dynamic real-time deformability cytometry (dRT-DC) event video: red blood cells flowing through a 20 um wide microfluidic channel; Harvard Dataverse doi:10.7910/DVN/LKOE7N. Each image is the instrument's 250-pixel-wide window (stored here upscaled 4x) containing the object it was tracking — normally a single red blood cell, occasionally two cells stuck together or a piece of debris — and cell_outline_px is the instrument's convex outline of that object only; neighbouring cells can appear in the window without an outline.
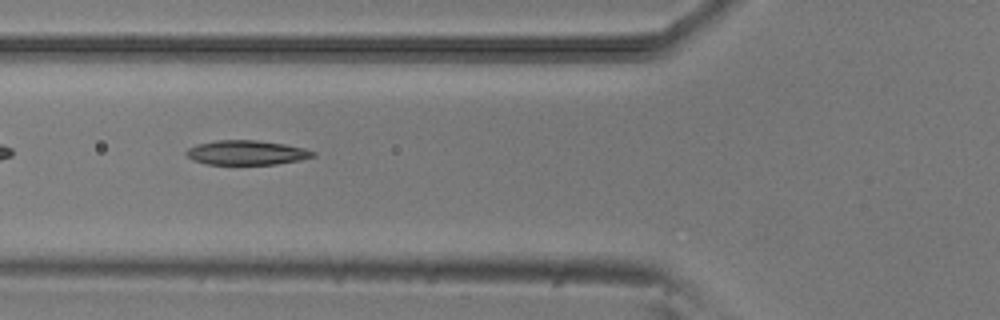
{"species": "common noctule bat (a hibernating species)", "species_latin": "Nyctalus noctula", "temperature_condition": "room temperature", "stored_images_in_passage": 34, "camera_frame_rate_fps": 3000, "um_per_image_px": 0.085, "animal": {"sex": "male", "body_mass_g": 20.5, "forearm_length_mm": 52.5}, "frame": {"image": 1, "passage_image": 4, "time_ms": 1.0, "image_size_px": [1000, 320], "cell_outline_px": [[316, 156], [300, 160], [276, 164], [204, 164], [192, 160], [184, 152], [188, 148], [196, 144], [216, 140], [256, 140], [284, 144], [304, 148], [316, 152]], "centroid_in_image_um": [20.94, 12.97], "position_along_channel_um": 104.9, "area_um2": 18.15}}
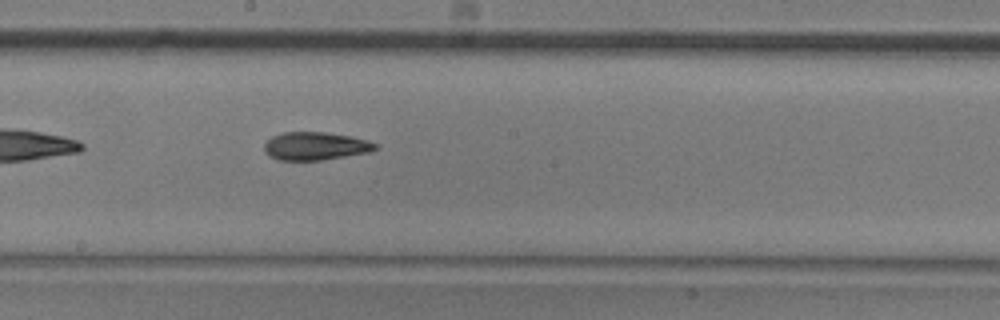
{"frame": {"image": 2, "passage_image": 13, "time_ms": 4.0, "image_size_px": [1000, 320], "cell_outline_px": [[376, 148], [368, 152], [320, 160], [276, 160], [268, 156], [264, 152], [264, 144], [272, 136], [284, 132], [324, 132], [352, 136], [368, 140], [376, 144]], "centroid_in_image_um": [26.75, 12.41], "position_along_channel_um": 221.4, "area_um2": 18.09}}
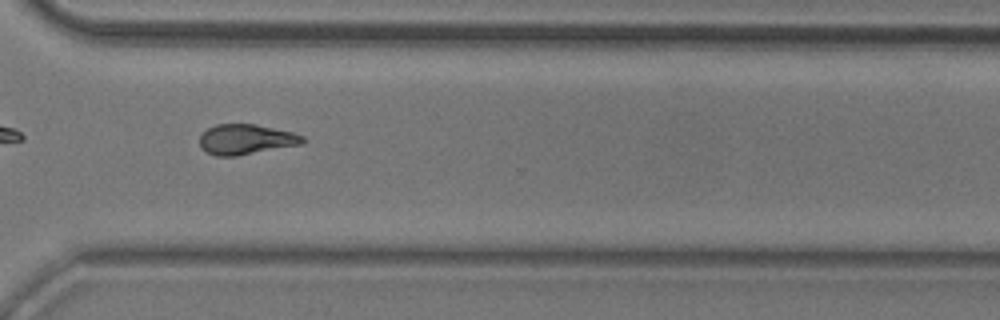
{"frame": {"image": 3, "passage_image": 23, "time_ms": 7.333, "image_size_px": [1000, 320], "cell_outline_px": [[308, 140], [304, 144], [236, 156], [216, 156], [204, 152], [200, 148], [200, 132], [216, 124], [256, 124], [292, 132], [304, 136]], "centroid_in_image_um": [20.91, 11.85], "position_along_channel_um": 349.7, "area_um2": 18.5}}